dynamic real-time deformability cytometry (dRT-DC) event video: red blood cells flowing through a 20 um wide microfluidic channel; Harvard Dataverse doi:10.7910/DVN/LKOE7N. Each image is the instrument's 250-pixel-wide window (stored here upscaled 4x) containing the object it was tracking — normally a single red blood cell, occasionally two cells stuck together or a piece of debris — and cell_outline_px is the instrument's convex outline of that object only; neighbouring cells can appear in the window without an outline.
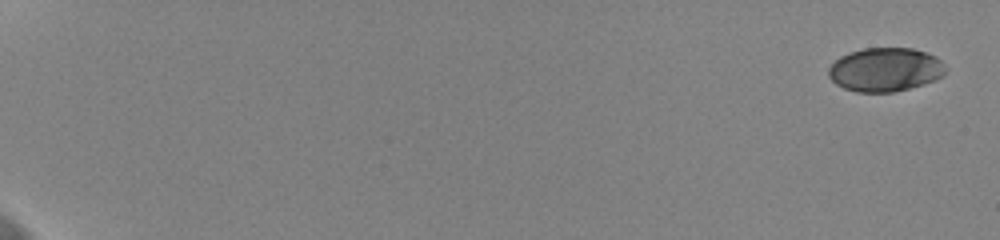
{"species": "human", "species_latin": "Homo sapiens", "temperature_condition": "cold", "stored_images_in_passage": 12, "camera_frame_rate_fps": 3000, "um_per_image_px": 0.085, "donor": {"sex": "female"}, "frame": {"image": 1, "passage_image": 1, "time_ms": 0.0, "image_size_px": [1000, 240], "cell_outline_px": [[944, 76], [936, 80], [908, 88], [892, 92], [856, 92], [844, 88], [836, 84], [828, 76], [828, 68], [840, 56], [848, 52], [864, 48], [912, 48], [936, 56], [944, 64]], "centroid_in_image_um": [75.23, 5.91], "position_along_channel_um": 9.8, "area_um2": 29.82}}
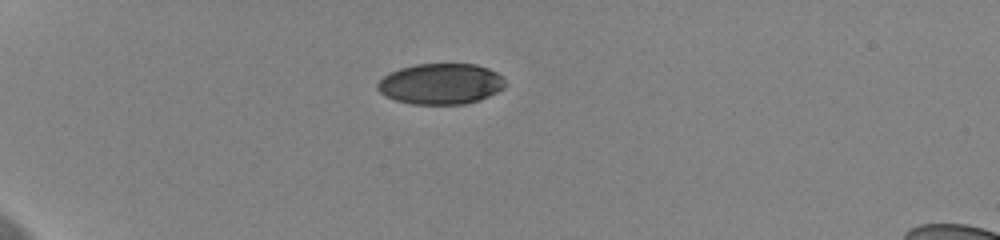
{"frame": {"image": 2, "passage_image": 9, "time_ms": 2.667, "image_size_px": [1000, 240], "cell_outline_px": [[504, 88], [480, 100], [464, 104], [412, 104], [396, 100], [380, 92], [376, 88], [376, 84], [384, 76], [400, 68], [416, 64], [476, 64], [488, 68], [496, 72], [504, 80]], "centroid_in_image_um": [37.46, 7.13], "position_along_channel_um": 47.5, "area_um2": 30.17}}